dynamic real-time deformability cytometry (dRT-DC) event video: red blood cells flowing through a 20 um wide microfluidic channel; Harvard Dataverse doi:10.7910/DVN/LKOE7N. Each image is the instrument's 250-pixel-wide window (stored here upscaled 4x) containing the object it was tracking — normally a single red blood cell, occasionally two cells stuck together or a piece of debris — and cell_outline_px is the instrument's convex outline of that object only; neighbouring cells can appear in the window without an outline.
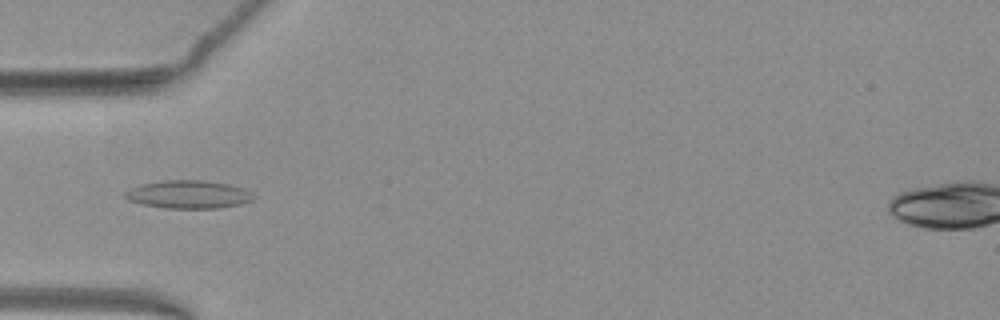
{"species": "common noctule bat (a hibernating species)", "species_latin": "Nyctalus noctula", "temperature_condition": "warm", "stored_images_in_passage": 40, "camera_frame_rate_fps": 3000, "um_per_image_px": 0.085, "animal": {"sex": "female", "body_mass_g": 19.3, "forearm_length_mm": 54.1}, "frame": {"image": 1, "passage_image": 5, "time_ms": 1.333, "image_size_px": [1000, 320], "cell_outline_px": [[256, 196], [252, 200], [240, 204], [216, 208], [164, 208], [144, 204], [128, 200], [124, 196], [124, 192], [140, 184], [164, 180], [200, 180], [228, 184], [240, 188]], "centroid_in_image_um": [15.98, 16.52], "position_along_channel_um": 69.0, "area_um2": 20.69}}
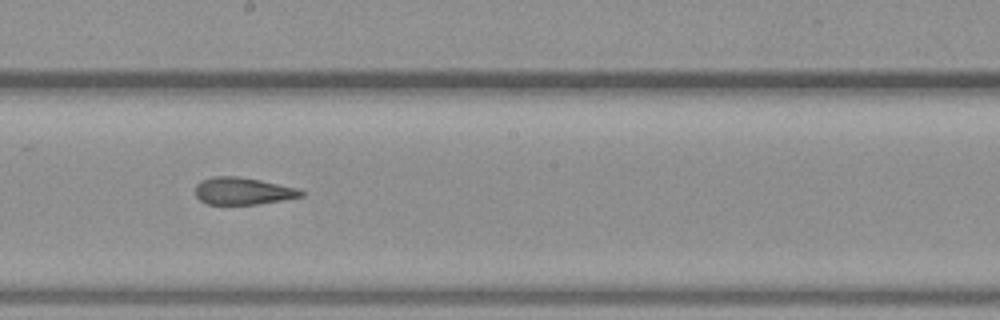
{"frame": {"image": 2, "passage_image": 17, "time_ms": 5.333, "image_size_px": [1000, 320], "cell_outline_px": [[304, 196], [256, 204], [208, 204], [200, 200], [196, 196], [196, 184], [200, 180], [212, 176], [236, 176], [260, 180], [296, 188], [304, 192]], "centroid_in_image_um": [20.6, 16.23], "position_along_channel_um": 227.6, "area_um2": 16.59}}
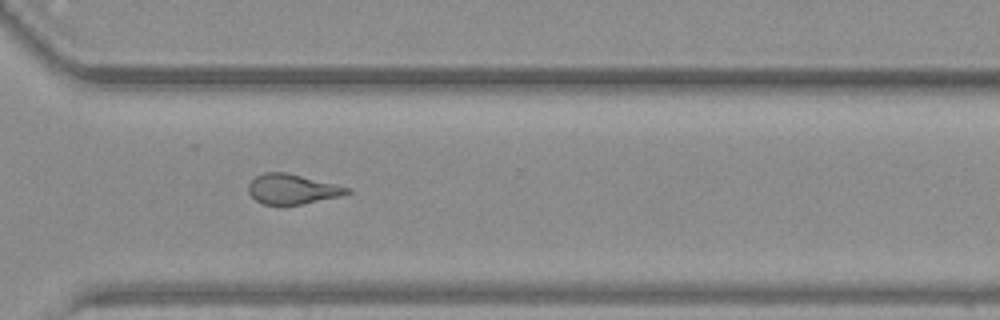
{"frame": {"image": 3, "passage_image": 26, "time_ms": 8.333, "image_size_px": [1000, 320], "cell_outline_px": [[352, 192], [344, 196], [300, 204], [264, 204], [256, 200], [248, 192], [248, 184], [256, 176], [264, 172], [284, 172], [336, 184], [352, 188]], "centroid_in_image_um": [24.88, 16.07], "position_along_channel_um": 345.7, "area_um2": 17.17}, "authors_computed_cell_mechanics": {"area_um2": 17.6868, "velocity_mm_per_s": 3.9488, "shape_relaxation_time_tau1_ms": null, "shape_relaxation_time_tau2_ms": 3.3454, "deformation_change_tau1": null, "deformation_change_tau2": 0.1238}}